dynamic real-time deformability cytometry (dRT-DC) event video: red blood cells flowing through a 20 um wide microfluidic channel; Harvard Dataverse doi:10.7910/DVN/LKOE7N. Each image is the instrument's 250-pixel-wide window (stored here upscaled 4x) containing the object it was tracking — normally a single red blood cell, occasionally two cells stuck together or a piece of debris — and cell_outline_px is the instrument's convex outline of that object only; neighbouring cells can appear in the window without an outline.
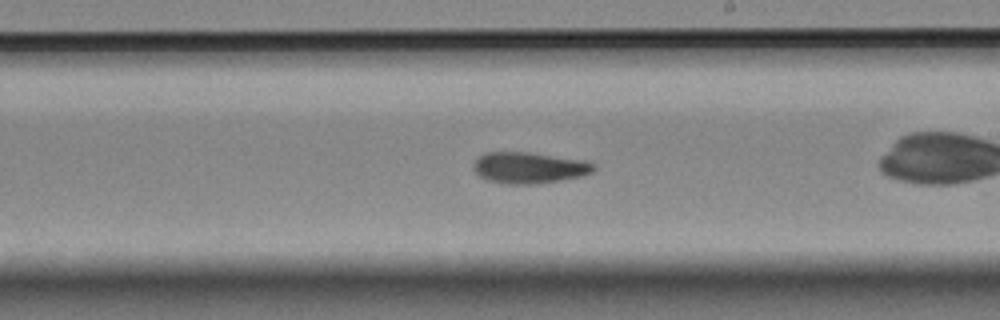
{"species": "Egyptian fruit bat (a non-hibernating species)", "species_latin": "Rousettus aegyptiacus", "temperature_condition": "room temperature", "stored_images_in_passage": 26, "camera_frame_rate_fps": 3000, "um_per_image_px": 0.085, "animal": {"sex": "female"}, "frame": {"image": 1, "passage_image": 15, "time_ms": 4.667, "image_size_px": [1000, 320], "cell_outline_px": [[596, 168], [592, 172], [584, 176], [536, 184], [504, 184], [488, 180], [480, 176], [472, 168], [472, 164], [484, 152], [528, 152], [588, 160], [596, 164]], "centroid_in_image_um": [45.02, 14.25], "position_along_channel_um": 244.0, "area_um2": 22.2}}
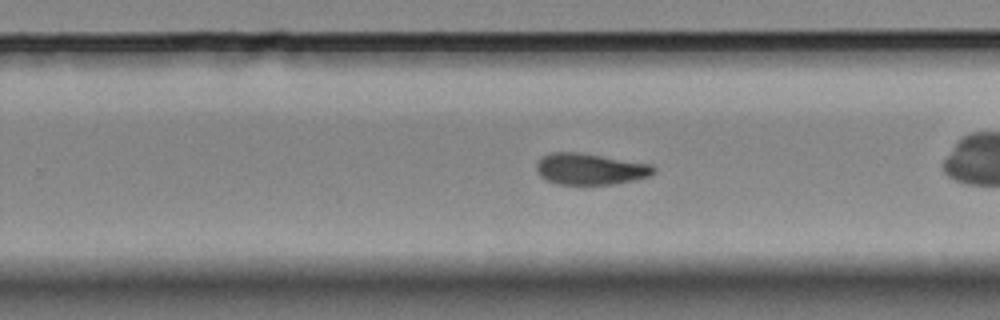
{"frame": {"image": 2, "passage_image": 18, "time_ms": 5.667, "image_size_px": [1000, 320], "cell_outline_px": [[656, 172], [648, 176], [616, 184], [556, 184], [540, 176], [536, 168], [536, 164], [544, 156], [552, 152], [576, 152], [652, 164], [656, 168]], "centroid_in_image_um": [50.18, 14.37], "position_along_channel_um": 279.6, "area_um2": 21.15}}
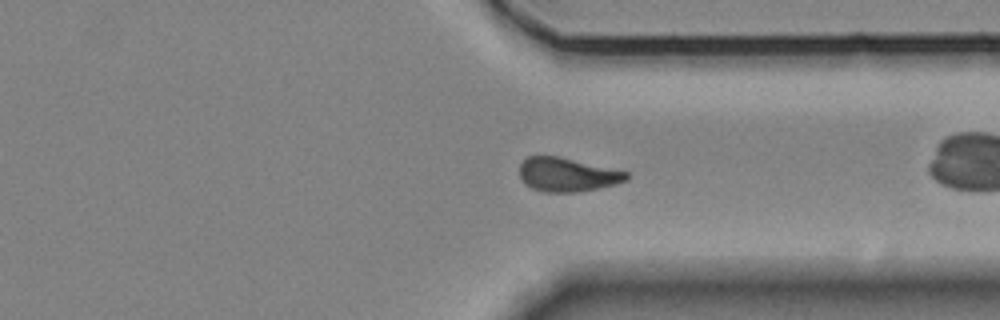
{"frame": {"image": 3, "passage_image": 25, "time_ms": 8.0, "image_size_px": [1000, 320], "cell_outline_px": [[628, 180], [616, 184], [580, 192], [544, 192], [532, 188], [524, 184], [520, 176], [520, 164], [528, 156], [560, 156], [628, 172]], "centroid_in_image_um": [48.21, 14.85], "position_along_channel_um": 363.2, "area_um2": 21.15}}